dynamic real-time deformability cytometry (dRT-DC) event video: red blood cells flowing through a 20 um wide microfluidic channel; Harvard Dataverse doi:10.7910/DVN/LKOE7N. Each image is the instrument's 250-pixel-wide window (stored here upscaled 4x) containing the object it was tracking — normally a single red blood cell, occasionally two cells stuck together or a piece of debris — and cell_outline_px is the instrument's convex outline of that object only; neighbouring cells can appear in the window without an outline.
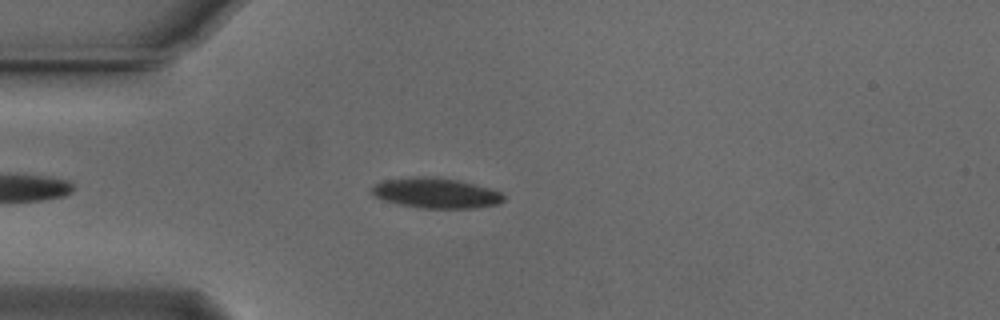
{"species": "Egyptian fruit bat (a non-hibernating species)", "species_latin": "Rousettus aegyptiacus", "temperature_condition": "cold", "stored_images_in_passage": 49, "camera_frame_rate_fps": 3000, "um_per_image_px": 0.085, "animal": {"sex": "male"}, "frame": {"image": 1, "passage_image": 9, "time_ms": 2.667, "image_size_px": [1000, 320], "cell_outline_px": [[504, 200], [500, 204], [476, 208], [424, 208], [400, 204], [384, 200], [376, 196], [372, 192], [372, 188], [380, 180], [412, 176], [436, 176], [456, 180], [488, 188], [500, 192], [504, 196]], "centroid_in_image_um": [37.05, 16.4], "position_along_channel_um": 48.0, "area_um2": 23.18}}
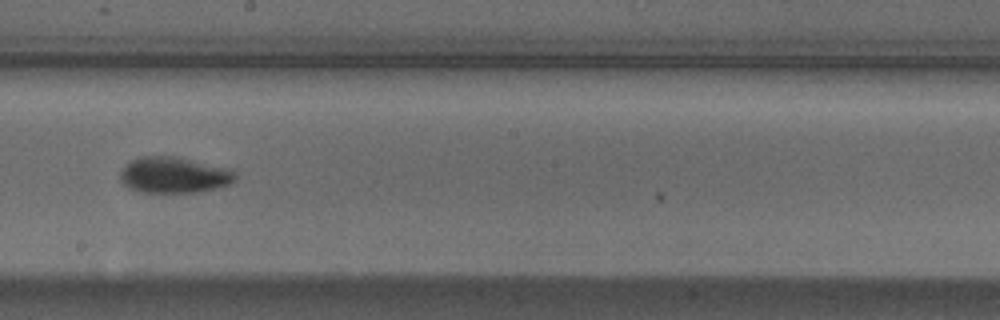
{"frame": {"image": 2, "passage_image": 25, "time_ms": 8.0, "image_size_px": [1000, 320], "cell_outline_px": [[236, 180], [228, 184], [216, 188], [200, 192], [140, 192], [128, 188], [120, 180], [120, 172], [132, 160], [140, 156], [172, 156], [232, 168], [236, 172]], "centroid_in_image_um": [14.82, 14.88], "position_along_channel_um": 233.4, "area_um2": 24.22}}
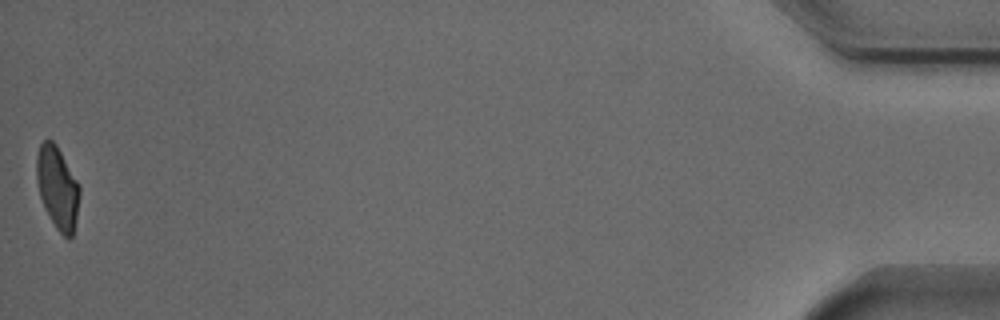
{"frame": {"image": 3, "passage_image": 49, "time_ms": 16.0, "image_size_px": [1000, 320], "cell_outline_px": [[80, 196], [72, 236], [68, 240], [56, 228], [44, 208], [40, 196], [36, 180], [36, 156], [40, 144], [44, 140], [52, 140], [56, 144], [76, 180], [80, 188]], "centroid_in_image_um": [4.86, 15.95], "position_along_channel_um": 430.3, "area_um2": 20.46}, "authors_computed_cell_mechanics": {"area_um2": 22.3686, "velocity_mm_per_s": 3.7338, "shape_relaxation_time_tau1_ms": 2.9123, "shape_relaxation_time_tau2_ms": 3.0901, "deformation_change_tau1": 0.1271, "deformation_change_tau2": 0.0729}}